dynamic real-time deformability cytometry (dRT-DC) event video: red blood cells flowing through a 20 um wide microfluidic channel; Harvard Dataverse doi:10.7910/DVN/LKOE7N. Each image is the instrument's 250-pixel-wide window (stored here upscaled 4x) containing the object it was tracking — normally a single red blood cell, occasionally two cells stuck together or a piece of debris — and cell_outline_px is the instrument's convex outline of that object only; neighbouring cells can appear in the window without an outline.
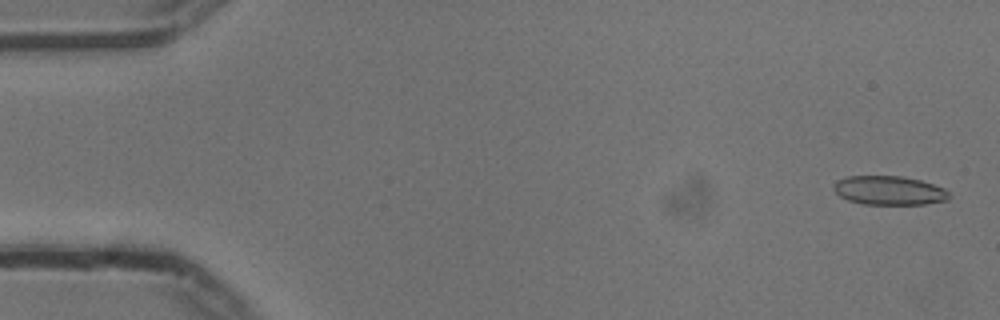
{"species": "common noctule bat (a hibernating species)", "species_latin": "Nyctalus noctula", "temperature_condition": "cold", "stored_images_in_passage": 50, "camera_frame_rate_fps": 3000, "um_per_image_px": 0.085, "animal": {"sex": "male", "body_mass_g": 13.3}, "frame": {"image": 1, "passage_image": 2, "time_ms": 0.333, "image_size_px": [1000, 320], "cell_outline_px": [[948, 200], [924, 204], [864, 204], [848, 200], [840, 196], [832, 188], [832, 184], [836, 180], [848, 176], [900, 176], [920, 180], [944, 188], [948, 192]], "centroid_in_image_um": [75.53, 16.18], "position_along_channel_um": 9.5, "area_um2": 19.42}}
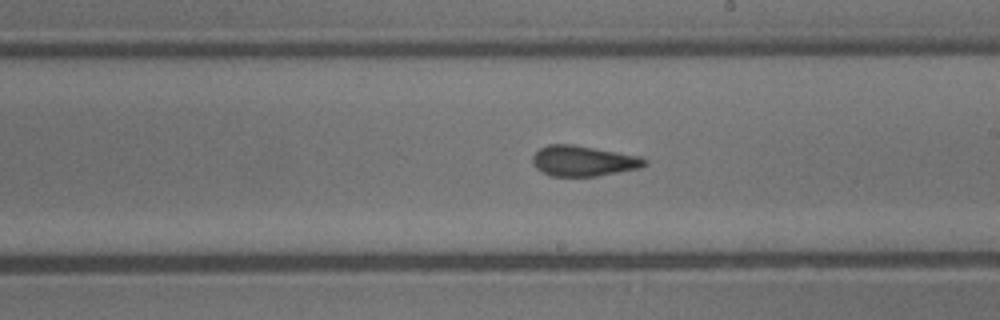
{"frame": {"image": 2, "passage_image": 31, "time_ms": 10.0, "image_size_px": [1000, 320], "cell_outline_px": [[648, 164], [640, 168], [596, 176], [552, 176], [536, 168], [532, 164], [532, 156], [540, 148], [548, 144], [572, 144], [640, 156], [648, 160]], "centroid_in_image_um": [49.59, 13.67], "position_along_channel_um": 239.4, "area_um2": 19.88}}
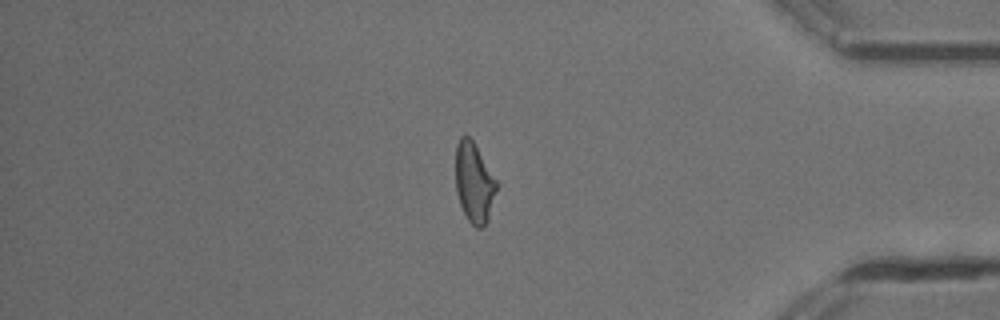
{"frame": {"image": 3, "passage_image": 46, "time_ms": 15.0, "image_size_px": [1000, 320], "cell_outline_px": [[496, 192], [488, 220], [480, 228], [476, 228], [468, 220], [460, 204], [456, 192], [456, 144], [460, 136], [468, 136], [472, 140], [496, 180]], "centroid_in_image_um": [40.28, 15.53], "position_along_channel_um": 394.9, "area_um2": 18.73}}